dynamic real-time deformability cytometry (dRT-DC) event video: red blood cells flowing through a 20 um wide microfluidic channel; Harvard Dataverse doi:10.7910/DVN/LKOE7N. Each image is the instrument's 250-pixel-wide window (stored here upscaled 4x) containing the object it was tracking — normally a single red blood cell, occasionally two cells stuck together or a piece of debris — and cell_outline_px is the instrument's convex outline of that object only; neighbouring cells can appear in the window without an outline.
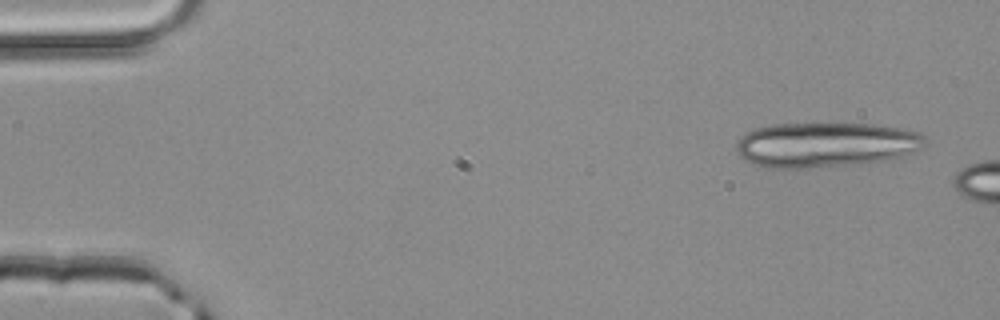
{"species": "common noctule bat (a hibernating species)", "species_latin": "Nyctalus noctula", "temperature_condition": "room temperature", "stored_images_in_passage": 4, "camera_frame_rate_fps": 3000, "um_per_image_px": 0.085, "animal": {"sex": "male", "body_mass_g": 20.4}, "frame": {"image": 1, "passage_image": 1, "time_ms": 0.0, "image_size_px": [1000, 320], "cell_outline_px": [[928, 144], [924, 148], [900, 156], [884, 160], [860, 164], [808, 168], [760, 168], [752, 164], [740, 156], [736, 148], [736, 140], [740, 136], [756, 128], [772, 124], [872, 124], [900, 128], [920, 132], [924, 136]], "centroid_in_image_um": [70.17, 12.31], "position_along_channel_um": 14.8, "area_um2": 49.82}}